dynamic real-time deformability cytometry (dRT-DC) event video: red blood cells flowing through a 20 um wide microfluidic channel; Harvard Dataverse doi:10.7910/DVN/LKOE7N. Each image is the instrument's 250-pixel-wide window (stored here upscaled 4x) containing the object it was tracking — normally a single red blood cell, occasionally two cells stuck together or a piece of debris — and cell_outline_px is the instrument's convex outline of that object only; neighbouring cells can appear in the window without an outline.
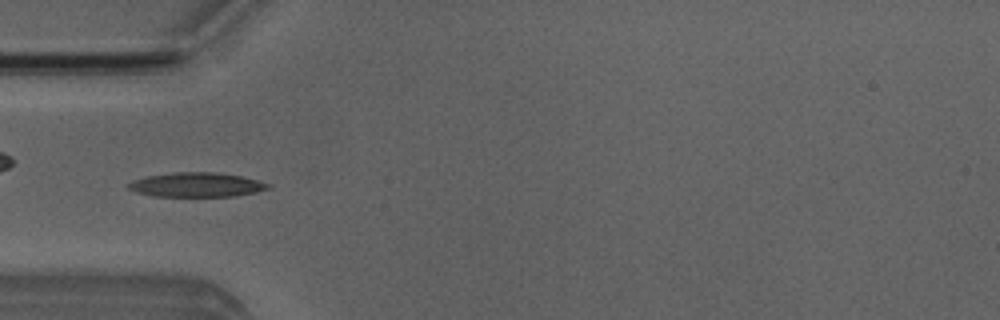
{"species": "Egyptian fruit bat (a non-hibernating species)", "species_latin": "Rousettus aegyptiacus", "temperature_condition": "room temperature", "stored_images_in_passage": 50, "camera_frame_rate_fps": 3000, "um_per_image_px": 0.085, "animal": {"sex": "male"}, "frame": {"image": 1, "passage_image": 15, "time_ms": 4.667, "image_size_px": [1000, 320], "cell_outline_px": [[272, 188], [256, 192], [236, 196], [152, 196], [136, 192], [128, 188], [128, 184], [132, 180], [148, 176], [176, 172], [216, 172], [240, 176], [272, 184]], "centroid_in_image_um": [16.74, 15.71], "position_along_channel_um": 68.3, "area_um2": 19.83}, "authors_computed_cell_mechanics": {"area_um2": 18.5538, "velocity_mm_per_s": 3.9733, "shape_relaxation_time_tau1_ms": 7.546, "shape_relaxation_time_tau2_ms": 2.1723, "deformation_change_tau1": 0.2114, "deformation_change_tau2": 0.0895}}